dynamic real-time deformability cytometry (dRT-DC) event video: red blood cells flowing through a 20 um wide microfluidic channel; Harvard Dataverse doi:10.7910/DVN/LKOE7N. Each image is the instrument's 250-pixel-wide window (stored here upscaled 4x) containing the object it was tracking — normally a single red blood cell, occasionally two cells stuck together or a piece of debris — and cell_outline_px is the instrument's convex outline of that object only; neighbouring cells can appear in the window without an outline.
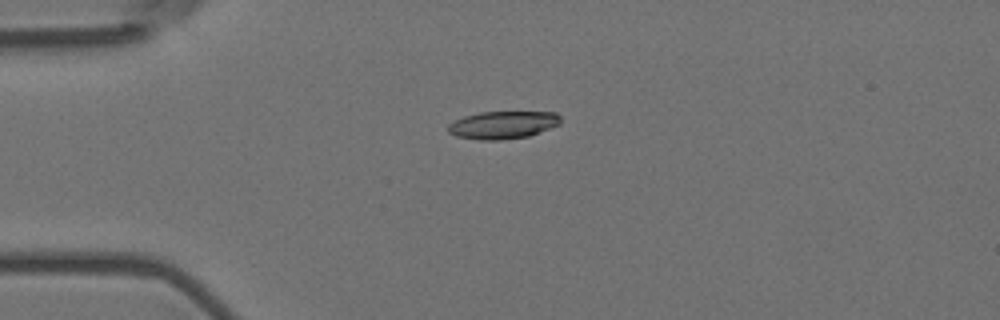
{"species": "Egyptian fruit bat (a non-hibernating species)", "species_latin": "Rousettus aegyptiacus", "temperature_condition": "room temperature", "stored_images_in_passage": 4, "camera_frame_rate_fps": 3000, "um_per_image_px": 0.085, "animal": {"sex": "female"}, "frame": {"image": 1, "passage_image": 1, "time_ms": 0.0, "image_size_px": [1000, 320], "cell_outline_px": [[560, 124], [528, 136], [500, 140], [480, 140], [456, 136], [448, 132], [448, 124], [464, 116], [480, 112], [556, 112], [560, 116]], "centroid_in_image_um": [42.73, 10.62], "position_along_channel_um": 42.3, "area_um2": 18.03}}
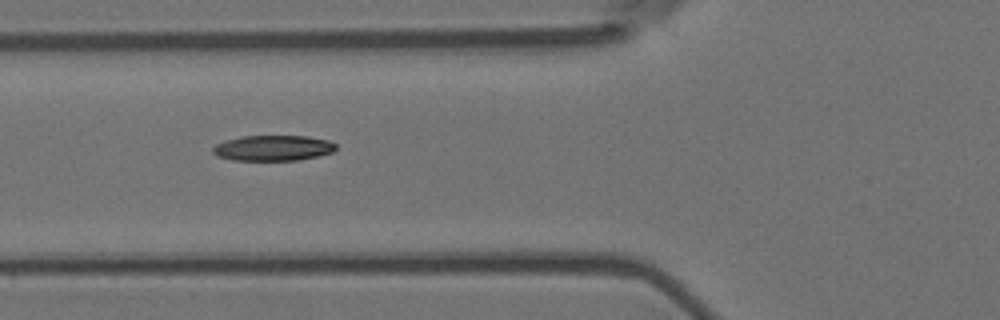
{"frame": {"image": 2, "passage_image": 3, "time_ms": 0.667, "image_size_px": [1000, 320], "cell_outline_px": [[336, 148], [332, 152], [320, 156], [296, 160], [232, 160], [216, 156], [212, 152], [212, 148], [216, 144], [224, 140], [240, 136], [308, 136], [328, 140], [336, 144]], "centroid_in_image_um": [23.19, 12.58], "position_along_channel_um": 102.6, "area_um2": 18.44}}
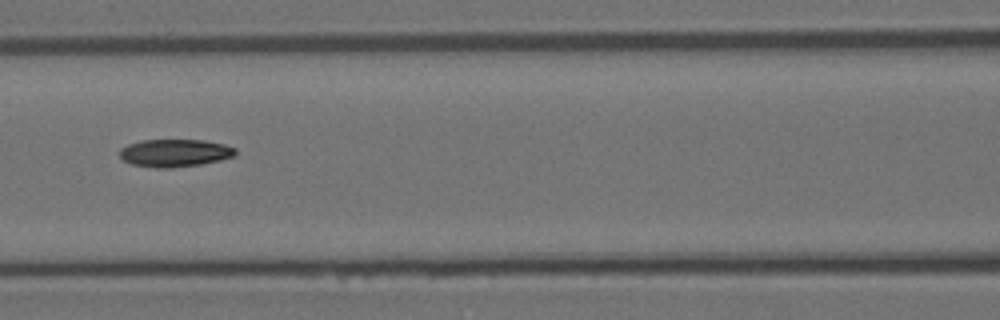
{"frame": {"image": 3, "passage_image": 4, "time_ms": 1.0, "image_size_px": [1000, 320], "cell_outline_px": [[236, 156], [220, 160], [200, 164], [168, 168], [156, 168], [132, 164], [124, 160], [120, 156], [120, 148], [128, 144], [140, 140], [204, 140], [224, 144], [236, 148]], "centroid_in_image_um": [14.87, 12.99], "position_along_channel_um": 151.7, "area_um2": 18.67}}